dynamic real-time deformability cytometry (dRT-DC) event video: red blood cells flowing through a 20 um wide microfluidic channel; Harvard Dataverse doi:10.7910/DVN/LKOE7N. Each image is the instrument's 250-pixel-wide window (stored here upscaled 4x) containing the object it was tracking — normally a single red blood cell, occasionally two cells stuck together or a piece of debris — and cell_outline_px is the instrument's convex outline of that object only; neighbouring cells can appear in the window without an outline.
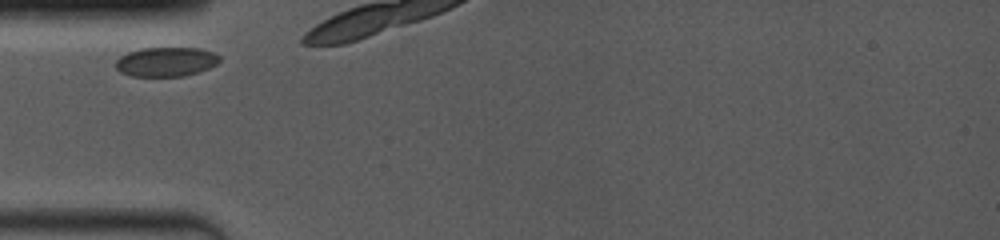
{"species": "common noctule bat (a hibernating species)", "species_latin": "Nyctalus noctula", "temperature_condition": "room temperature", "stored_images_in_passage": 10, "camera_frame_rate_fps": 4000, "um_per_image_px": 0.085, "animal": {"sex": "female", "body_mass_g": 19.0, "forearm_length_mm": 53.3}, "frame": {"image": 1, "passage_image": 1, "time_ms": 0.0, "image_size_px": [1000, 240], "cell_outline_px": [[220, 60], [216, 64], [200, 72], [184, 76], [132, 76], [120, 72], [116, 68], [116, 60], [120, 56], [128, 52], [140, 48], [200, 48], [216, 52], [220, 56]], "centroid_in_image_um": [14.13, 5.24], "position_along_channel_um": 70.9, "area_um2": 17.92}}
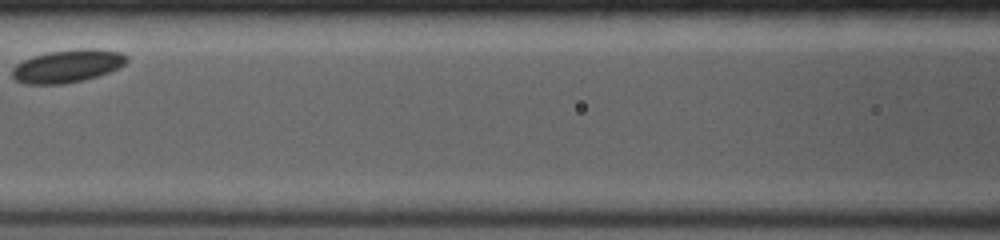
{"frame": {"image": 2, "passage_image": 6, "time_ms": 3.5, "image_size_px": [1000, 240], "cell_outline_px": [[128, 60], [120, 68], [84, 80], [64, 84], [28, 84], [16, 80], [12, 76], [12, 68], [16, 64], [32, 56], [48, 52], [76, 48], [100, 48], [120, 52], [128, 56]], "centroid_in_image_um": [5.76, 5.6], "position_along_channel_um": 160.8, "area_um2": 22.14}}